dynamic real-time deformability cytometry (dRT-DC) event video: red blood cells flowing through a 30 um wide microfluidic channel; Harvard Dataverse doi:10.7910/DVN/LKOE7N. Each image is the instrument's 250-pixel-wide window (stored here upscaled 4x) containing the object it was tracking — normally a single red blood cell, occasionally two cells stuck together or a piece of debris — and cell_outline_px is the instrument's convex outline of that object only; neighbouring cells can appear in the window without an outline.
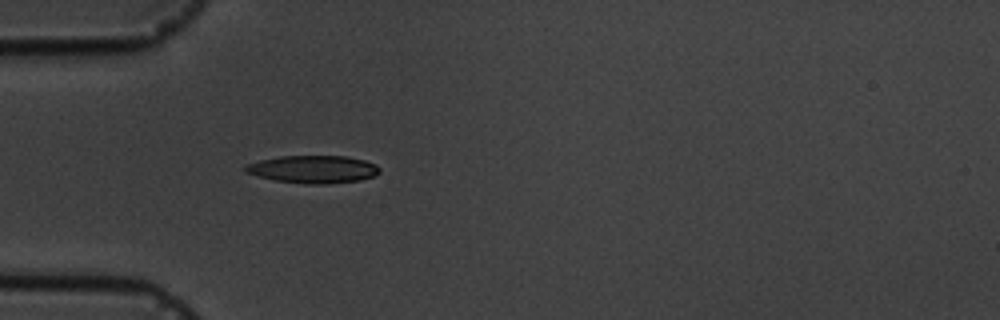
{"species": "common noctule bat (a hibernating species)", "species_latin": "Nyctalus noctula", "temperature_condition": "cold", "stored_images_in_passage": 5, "camera_frame_rate_fps": 3000, "um_per_image_px": 0.085, "animal": {"sex": "male", "body_mass_g": 19.5, "forearm_length_mm": 54.6}, "frame": {"image": 1, "passage_image": 5, "time_ms": 4.333, "image_size_px": [1000, 320], "cell_outline_px": [[380, 172], [372, 176], [360, 180], [324, 184], [308, 184], [276, 180], [244, 172], [244, 168], [248, 164], [260, 160], [280, 156], [348, 156], [364, 160], [376, 164], [380, 168]], "centroid_in_image_um": [26.64, 14.38], "position_along_channel_um": 58.4, "area_um2": 21.44}}